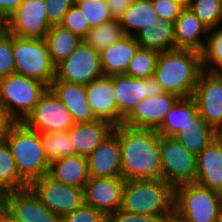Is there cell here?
<instances>
[{
  "label": "cell",
  "instance_id": "obj_36",
  "mask_svg": "<svg viewBox=\"0 0 222 222\" xmlns=\"http://www.w3.org/2000/svg\"><path fill=\"white\" fill-rule=\"evenodd\" d=\"M188 8L209 30L222 26V0H192Z\"/></svg>",
  "mask_w": 222,
  "mask_h": 222
},
{
  "label": "cell",
  "instance_id": "obj_11",
  "mask_svg": "<svg viewBox=\"0 0 222 222\" xmlns=\"http://www.w3.org/2000/svg\"><path fill=\"white\" fill-rule=\"evenodd\" d=\"M23 122L39 133L69 131L75 124L70 111L50 88Z\"/></svg>",
  "mask_w": 222,
  "mask_h": 222
},
{
  "label": "cell",
  "instance_id": "obj_40",
  "mask_svg": "<svg viewBox=\"0 0 222 222\" xmlns=\"http://www.w3.org/2000/svg\"><path fill=\"white\" fill-rule=\"evenodd\" d=\"M106 220L107 217L101 211L86 204L59 218V222H105Z\"/></svg>",
  "mask_w": 222,
  "mask_h": 222
},
{
  "label": "cell",
  "instance_id": "obj_39",
  "mask_svg": "<svg viewBox=\"0 0 222 222\" xmlns=\"http://www.w3.org/2000/svg\"><path fill=\"white\" fill-rule=\"evenodd\" d=\"M63 28L78 35L82 39L85 38L87 32L91 29L85 17L76 4H73L64 16L60 24Z\"/></svg>",
  "mask_w": 222,
  "mask_h": 222
},
{
  "label": "cell",
  "instance_id": "obj_20",
  "mask_svg": "<svg viewBox=\"0 0 222 222\" xmlns=\"http://www.w3.org/2000/svg\"><path fill=\"white\" fill-rule=\"evenodd\" d=\"M208 34L209 29L188 7L183 8L174 21L175 49H190L202 53Z\"/></svg>",
  "mask_w": 222,
  "mask_h": 222
},
{
  "label": "cell",
  "instance_id": "obj_27",
  "mask_svg": "<svg viewBox=\"0 0 222 222\" xmlns=\"http://www.w3.org/2000/svg\"><path fill=\"white\" fill-rule=\"evenodd\" d=\"M189 152L198 156L216 137V131L198 114L175 136Z\"/></svg>",
  "mask_w": 222,
  "mask_h": 222
},
{
  "label": "cell",
  "instance_id": "obj_4",
  "mask_svg": "<svg viewBox=\"0 0 222 222\" xmlns=\"http://www.w3.org/2000/svg\"><path fill=\"white\" fill-rule=\"evenodd\" d=\"M5 140L19 176L28 185L48 174L50 162L44 154L39 132L30 129L24 122H14Z\"/></svg>",
  "mask_w": 222,
  "mask_h": 222
},
{
  "label": "cell",
  "instance_id": "obj_48",
  "mask_svg": "<svg viewBox=\"0 0 222 222\" xmlns=\"http://www.w3.org/2000/svg\"><path fill=\"white\" fill-rule=\"evenodd\" d=\"M8 32V17L0 11V35Z\"/></svg>",
  "mask_w": 222,
  "mask_h": 222
},
{
  "label": "cell",
  "instance_id": "obj_16",
  "mask_svg": "<svg viewBox=\"0 0 222 222\" xmlns=\"http://www.w3.org/2000/svg\"><path fill=\"white\" fill-rule=\"evenodd\" d=\"M179 99L176 95L166 92L146 97L124 118L123 125L157 130Z\"/></svg>",
  "mask_w": 222,
  "mask_h": 222
},
{
  "label": "cell",
  "instance_id": "obj_23",
  "mask_svg": "<svg viewBox=\"0 0 222 222\" xmlns=\"http://www.w3.org/2000/svg\"><path fill=\"white\" fill-rule=\"evenodd\" d=\"M195 183L222 194V146L216 138L197 156Z\"/></svg>",
  "mask_w": 222,
  "mask_h": 222
},
{
  "label": "cell",
  "instance_id": "obj_52",
  "mask_svg": "<svg viewBox=\"0 0 222 222\" xmlns=\"http://www.w3.org/2000/svg\"><path fill=\"white\" fill-rule=\"evenodd\" d=\"M221 144L222 146V130H219L216 132V137H215Z\"/></svg>",
  "mask_w": 222,
  "mask_h": 222
},
{
  "label": "cell",
  "instance_id": "obj_34",
  "mask_svg": "<svg viewBox=\"0 0 222 222\" xmlns=\"http://www.w3.org/2000/svg\"><path fill=\"white\" fill-rule=\"evenodd\" d=\"M201 60L202 70L210 72L222 70V26L209 30Z\"/></svg>",
  "mask_w": 222,
  "mask_h": 222
},
{
  "label": "cell",
  "instance_id": "obj_33",
  "mask_svg": "<svg viewBox=\"0 0 222 222\" xmlns=\"http://www.w3.org/2000/svg\"><path fill=\"white\" fill-rule=\"evenodd\" d=\"M40 140L44 154L50 163L60 157L74 155L69 131L43 132L40 133Z\"/></svg>",
  "mask_w": 222,
  "mask_h": 222
},
{
  "label": "cell",
  "instance_id": "obj_8",
  "mask_svg": "<svg viewBox=\"0 0 222 222\" xmlns=\"http://www.w3.org/2000/svg\"><path fill=\"white\" fill-rule=\"evenodd\" d=\"M162 179L174 188L195 183L197 156L189 152L173 136H160Z\"/></svg>",
  "mask_w": 222,
  "mask_h": 222
},
{
  "label": "cell",
  "instance_id": "obj_46",
  "mask_svg": "<svg viewBox=\"0 0 222 222\" xmlns=\"http://www.w3.org/2000/svg\"><path fill=\"white\" fill-rule=\"evenodd\" d=\"M23 0H0V11L9 17L10 14L18 8Z\"/></svg>",
  "mask_w": 222,
  "mask_h": 222
},
{
  "label": "cell",
  "instance_id": "obj_41",
  "mask_svg": "<svg viewBox=\"0 0 222 222\" xmlns=\"http://www.w3.org/2000/svg\"><path fill=\"white\" fill-rule=\"evenodd\" d=\"M46 3V14L51 26L60 25L65 14L74 4L72 0H44Z\"/></svg>",
  "mask_w": 222,
  "mask_h": 222
},
{
  "label": "cell",
  "instance_id": "obj_12",
  "mask_svg": "<svg viewBox=\"0 0 222 222\" xmlns=\"http://www.w3.org/2000/svg\"><path fill=\"white\" fill-rule=\"evenodd\" d=\"M192 98L206 123L216 132L222 130V79L215 72L202 70Z\"/></svg>",
  "mask_w": 222,
  "mask_h": 222
},
{
  "label": "cell",
  "instance_id": "obj_9",
  "mask_svg": "<svg viewBox=\"0 0 222 222\" xmlns=\"http://www.w3.org/2000/svg\"><path fill=\"white\" fill-rule=\"evenodd\" d=\"M102 76L99 52L83 40L69 57L56 65L54 80H65L86 86Z\"/></svg>",
  "mask_w": 222,
  "mask_h": 222
},
{
  "label": "cell",
  "instance_id": "obj_44",
  "mask_svg": "<svg viewBox=\"0 0 222 222\" xmlns=\"http://www.w3.org/2000/svg\"><path fill=\"white\" fill-rule=\"evenodd\" d=\"M134 1L135 0H105L114 20H119Z\"/></svg>",
  "mask_w": 222,
  "mask_h": 222
},
{
  "label": "cell",
  "instance_id": "obj_10",
  "mask_svg": "<svg viewBox=\"0 0 222 222\" xmlns=\"http://www.w3.org/2000/svg\"><path fill=\"white\" fill-rule=\"evenodd\" d=\"M29 187L59 218L74 212L84 204L83 188L57 182L48 175L34 180Z\"/></svg>",
  "mask_w": 222,
  "mask_h": 222
},
{
  "label": "cell",
  "instance_id": "obj_49",
  "mask_svg": "<svg viewBox=\"0 0 222 222\" xmlns=\"http://www.w3.org/2000/svg\"><path fill=\"white\" fill-rule=\"evenodd\" d=\"M0 222H15V218L8 208L0 214Z\"/></svg>",
  "mask_w": 222,
  "mask_h": 222
},
{
  "label": "cell",
  "instance_id": "obj_55",
  "mask_svg": "<svg viewBox=\"0 0 222 222\" xmlns=\"http://www.w3.org/2000/svg\"><path fill=\"white\" fill-rule=\"evenodd\" d=\"M72 1H73L74 4H75V3H77V2H79V1H81V0H72Z\"/></svg>",
  "mask_w": 222,
  "mask_h": 222
},
{
  "label": "cell",
  "instance_id": "obj_43",
  "mask_svg": "<svg viewBox=\"0 0 222 222\" xmlns=\"http://www.w3.org/2000/svg\"><path fill=\"white\" fill-rule=\"evenodd\" d=\"M107 221L108 222H162L158 217L155 216L133 214L121 209L108 215Z\"/></svg>",
  "mask_w": 222,
  "mask_h": 222
},
{
  "label": "cell",
  "instance_id": "obj_54",
  "mask_svg": "<svg viewBox=\"0 0 222 222\" xmlns=\"http://www.w3.org/2000/svg\"><path fill=\"white\" fill-rule=\"evenodd\" d=\"M219 222H222V206H221V210H220V218H219Z\"/></svg>",
  "mask_w": 222,
  "mask_h": 222
},
{
  "label": "cell",
  "instance_id": "obj_35",
  "mask_svg": "<svg viewBox=\"0 0 222 222\" xmlns=\"http://www.w3.org/2000/svg\"><path fill=\"white\" fill-rule=\"evenodd\" d=\"M159 52L139 47L126 69L125 75L144 79L155 73Z\"/></svg>",
  "mask_w": 222,
  "mask_h": 222
},
{
  "label": "cell",
  "instance_id": "obj_25",
  "mask_svg": "<svg viewBox=\"0 0 222 222\" xmlns=\"http://www.w3.org/2000/svg\"><path fill=\"white\" fill-rule=\"evenodd\" d=\"M57 182L77 188H84L90 178L87 157L71 155L52 161L47 174Z\"/></svg>",
  "mask_w": 222,
  "mask_h": 222
},
{
  "label": "cell",
  "instance_id": "obj_29",
  "mask_svg": "<svg viewBox=\"0 0 222 222\" xmlns=\"http://www.w3.org/2000/svg\"><path fill=\"white\" fill-rule=\"evenodd\" d=\"M192 97L180 98L166 114L162 125L156 130L160 136H175L198 115Z\"/></svg>",
  "mask_w": 222,
  "mask_h": 222
},
{
  "label": "cell",
  "instance_id": "obj_32",
  "mask_svg": "<svg viewBox=\"0 0 222 222\" xmlns=\"http://www.w3.org/2000/svg\"><path fill=\"white\" fill-rule=\"evenodd\" d=\"M125 35L123 28L118 20L91 28L83 39L88 45L100 52L106 47L121 40Z\"/></svg>",
  "mask_w": 222,
  "mask_h": 222
},
{
  "label": "cell",
  "instance_id": "obj_14",
  "mask_svg": "<svg viewBox=\"0 0 222 222\" xmlns=\"http://www.w3.org/2000/svg\"><path fill=\"white\" fill-rule=\"evenodd\" d=\"M118 113L125 118L143 99L162 94L164 91L154 75L144 79L127 75L113 76Z\"/></svg>",
  "mask_w": 222,
  "mask_h": 222
},
{
  "label": "cell",
  "instance_id": "obj_31",
  "mask_svg": "<svg viewBox=\"0 0 222 222\" xmlns=\"http://www.w3.org/2000/svg\"><path fill=\"white\" fill-rule=\"evenodd\" d=\"M27 187L29 185L18 174L15 160L6 140H0V189L11 192Z\"/></svg>",
  "mask_w": 222,
  "mask_h": 222
},
{
  "label": "cell",
  "instance_id": "obj_6",
  "mask_svg": "<svg viewBox=\"0 0 222 222\" xmlns=\"http://www.w3.org/2000/svg\"><path fill=\"white\" fill-rule=\"evenodd\" d=\"M49 87L19 74L0 79V104L15 122H23Z\"/></svg>",
  "mask_w": 222,
  "mask_h": 222
},
{
  "label": "cell",
  "instance_id": "obj_51",
  "mask_svg": "<svg viewBox=\"0 0 222 222\" xmlns=\"http://www.w3.org/2000/svg\"><path fill=\"white\" fill-rule=\"evenodd\" d=\"M167 222H185L183 221L182 219L178 218L177 216L175 215H172Z\"/></svg>",
  "mask_w": 222,
  "mask_h": 222
},
{
  "label": "cell",
  "instance_id": "obj_7",
  "mask_svg": "<svg viewBox=\"0 0 222 222\" xmlns=\"http://www.w3.org/2000/svg\"><path fill=\"white\" fill-rule=\"evenodd\" d=\"M13 53L16 74L36 79L50 87L55 79L56 65L52 62L45 39L13 35Z\"/></svg>",
  "mask_w": 222,
  "mask_h": 222
},
{
  "label": "cell",
  "instance_id": "obj_28",
  "mask_svg": "<svg viewBox=\"0 0 222 222\" xmlns=\"http://www.w3.org/2000/svg\"><path fill=\"white\" fill-rule=\"evenodd\" d=\"M135 38L140 47L146 49L159 53L174 50V22L159 19L155 24L141 30Z\"/></svg>",
  "mask_w": 222,
  "mask_h": 222
},
{
  "label": "cell",
  "instance_id": "obj_38",
  "mask_svg": "<svg viewBox=\"0 0 222 222\" xmlns=\"http://www.w3.org/2000/svg\"><path fill=\"white\" fill-rule=\"evenodd\" d=\"M15 74L13 35L9 32L0 35V79Z\"/></svg>",
  "mask_w": 222,
  "mask_h": 222
},
{
  "label": "cell",
  "instance_id": "obj_2",
  "mask_svg": "<svg viewBox=\"0 0 222 222\" xmlns=\"http://www.w3.org/2000/svg\"><path fill=\"white\" fill-rule=\"evenodd\" d=\"M201 53L190 49L160 52L154 76L166 93L192 97L200 72Z\"/></svg>",
  "mask_w": 222,
  "mask_h": 222
},
{
  "label": "cell",
  "instance_id": "obj_37",
  "mask_svg": "<svg viewBox=\"0 0 222 222\" xmlns=\"http://www.w3.org/2000/svg\"><path fill=\"white\" fill-rule=\"evenodd\" d=\"M90 28L101 26L113 20L105 0H81L75 3Z\"/></svg>",
  "mask_w": 222,
  "mask_h": 222
},
{
  "label": "cell",
  "instance_id": "obj_5",
  "mask_svg": "<svg viewBox=\"0 0 222 222\" xmlns=\"http://www.w3.org/2000/svg\"><path fill=\"white\" fill-rule=\"evenodd\" d=\"M222 194L197 183L175 187L174 215L185 222H219Z\"/></svg>",
  "mask_w": 222,
  "mask_h": 222
},
{
  "label": "cell",
  "instance_id": "obj_22",
  "mask_svg": "<svg viewBox=\"0 0 222 222\" xmlns=\"http://www.w3.org/2000/svg\"><path fill=\"white\" fill-rule=\"evenodd\" d=\"M113 131L111 123L100 119L75 123L69 130L74 155L88 157Z\"/></svg>",
  "mask_w": 222,
  "mask_h": 222
},
{
  "label": "cell",
  "instance_id": "obj_1",
  "mask_svg": "<svg viewBox=\"0 0 222 222\" xmlns=\"http://www.w3.org/2000/svg\"><path fill=\"white\" fill-rule=\"evenodd\" d=\"M114 131L121 147V177L125 181L162 179L159 133L123 124Z\"/></svg>",
  "mask_w": 222,
  "mask_h": 222
},
{
  "label": "cell",
  "instance_id": "obj_3",
  "mask_svg": "<svg viewBox=\"0 0 222 222\" xmlns=\"http://www.w3.org/2000/svg\"><path fill=\"white\" fill-rule=\"evenodd\" d=\"M174 201L175 188L163 179L131 180L124 186L120 209L167 222L174 215Z\"/></svg>",
  "mask_w": 222,
  "mask_h": 222
},
{
  "label": "cell",
  "instance_id": "obj_24",
  "mask_svg": "<svg viewBox=\"0 0 222 222\" xmlns=\"http://www.w3.org/2000/svg\"><path fill=\"white\" fill-rule=\"evenodd\" d=\"M140 47L134 36H124L121 40L99 52L104 76L124 75L135 52Z\"/></svg>",
  "mask_w": 222,
  "mask_h": 222
},
{
  "label": "cell",
  "instance_id": "obj_15",
  "mask_svg": "<svg viewBox=\"0 0 222 222\" xmlns=\"http://www.w3.org/2000/svg\"><path fill=\"white\" fill-rule=\"evenodd\" d=\"M126 181L122 177H90L84 185V204L106 217L121 208Z\"/></svg>",
  "mask_w": 222,
  "mask_h": 222
},
{
  "label": "cell",
  "instance_id": "obj_53",
  "mask_svg": "<svg viewBox=\"0 0 222 222\" xmlns=\"http://www.w3.org/2000/svg\"><path fill=\"white\" fill-rule=\"evenodd\" d=\"M222 79V70L215 72Z\"/></svg>",
  "mask_w": 222,
  "mask_h": 222
},
{
  "label": "cell",
  "instance_id": "obj_26",
  "mask_svg": "<svg viewBox=\"0 0 222 222\" xmlns=\"http://www.w3.org/2000/svg\"><path fill=\"white\" fill-rule=\"evenodd\" d=\"M118 21L125 35L135 37L144 28L158 22L159 17L151 0H135Z\"/></svg>",
  "mask_w": 222,
  "mask_h": 222
},
{
  "label": "cell",
  "instance_id": "obj_18",
  "mask_svg": "<svg viewBox=\"0 0 222 222\" xmlns=\"http://www.w3.org/2000/svg\"><path fill=\"white\" fill-rule=\"evenodd\" d=\"M7 208L16 220L23 222H59V217L41 202L30 187L9 192Z\"/></svg>",
  "mask_w": 222,
  "mask_h": 222
},
{
  "label": "cell",
  "instance_id": "obj_50",
  "mask_svg": "<svg viewBox=\"0 0 222 222\" xmlns=\"http://www.w3.org/2000/svg\"><path fill=\"white\" fill-rule=\"evenodd\" d=\"M177 3H179L181 6L185 7H189L190 3L192 0H174Z\"/></svg>",
  "mask_w": 222,
  "mask_h": 222
},
{
  "label": "cell",
  "instance_id": "obj_21",
  "mask_svg": "<svg viewBox=\"0 0 222 222\" xmlns=\"http://www.w3.org/2000/svg\"><path fill=\"white\" fill-rule=\"evenodd\" d=\"M49 88L70 111L74 123L96 120L88 105L85 85L65 80H53Z\"/></svg>",
  "mask_w": 222,
  "mask_h": 222
},
{
  "label": "cell",
  "instance_id": "obj_17",
  "mask_svg": "<svg viewBox=\"0 0 222 222\" xmlns=\"http://www.w3.org/2000/svg\"><path fill=\"white\" fill-rule=\"evenodd\" d=\"M88 105L96 119L111 123L114 127L123 124L118 113L113 76H102L86 85Z\"/></svg>",
  "mask_w": 222,
  "mask_h": 222
},
{
  "label": "cell",
  "instance_id": "obj_47",
  "mask_svg": "<svg viewBox=\"0 0 222 222\" xmlns=\"http://www.w3.org/2000/svg\"><path fill=\"white\" fill-rule=\"evenodd\" d=\"M8 194L9 192L4 190V189H0V214L7 209V198H8Z\"/></svg>",
  "mask_w": 222,
  "mask_h": 222
},
{
  "label": "cell",
  "instance_id": "obj_45",
  "mask_svg": "<svg viewBox=\"0 0 222 222\" xmlns=\"http://www.w3.org/2000/svg\"><path fill=\"white\" fill-rule=\"evenodd\" d=\"M15 121L8 115L7 111L0 104V140H4L9 128Z\"/></svg>",
  "mask_w": 222,
  "mask_h": 222
},
{
  "label": "cell",
  "instance_id": "obj_30",
  "mask_svg": "<svg viewBox=\"0 0 222 222\" xmlns=\"http://www.w3.org/2000/svg\"><path fill=\"white\" fill-rule=\"evenodd\" d=\"M45 41L52 62L57 65L69 57L83 39L61 25H53L45 36Z\"/></svg>",
  "mask_w": 222,
  "mask_h": 222
},
{
  "label": "cell",
  "instance_id": "obj_42",
  "mask_svg": "<svg viewBox=\"0 0 222 222\" xmlns=\"http://www.w3.org/2000/svg\"><path fill=\"white\" fill-rule=\"evenodd\" d=\"M159 19L175 21L184 8L174 0H151Z\"/></svg>",
  "mask_w": 222,
  "mask_h": 222
},
{
  "label": "cell",
  "instance_id": "obj_13",
  "mask_svg": "<svg viewBox=\"0 0 222 222\" xmlns=\"http://www.w3.org/2000/svg\"><path fill=\"white\" fill-rule=\"evenodd\" d=\"M51 27L44 0H23L8 17V32L21 38L45 39Z\"/></svg>",
  "mask_w": 222,
  "mask_h": 222
},
{
  "label": "cell",
  "instance_id": "obj_19",
  "mask_svg": "<svg viewBox=\"0 0 222 222\" xmlns=\"http://www.w3.org/2000/svg\"><path fill=\"white\" fill-rule=\"evenodd\" d=\"M90 177H121V147L113 131L88 157Z\"/></svg>",
  "mask_w": 222,
  "mask_h": 222
}]
</instances>
